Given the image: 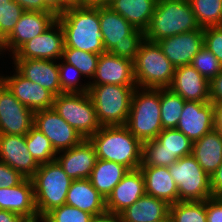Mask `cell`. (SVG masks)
Returning <instances> with one entry per match:
<instances>
[{"mask_svg": "<svg viewBox=\"0 0 222 222\" xmlns=\"http://www.w3.org/2000/svg\"><path fill=\"white\" fill-rule=\"evenodd\" d=\"M6 86L4 76H0V92Z\"/></svg>", "mask_w": 222, "mask_h": 222, "instance_id": "cell-53", "label": "cell"}, {"mask_svg": "<svg viewBox=\"0 0 222 222\" xmlns=\"http://www.w3.org/2000/svg\"><path fill=\"white\" fill-rule=\"evenodd\" d=\"M201 28L222 26V0H188Z\"/></svg>", "mask_w": 222, "mask_h": 222, "instance_id": "cell-34", "label": "cell"}, {"mask_svg": "<svg viewBox=\"0 0 222 222\" xmlns=\"http://www.w3.org/2000/svg\"><path fill=\"white\" fill-rule=\"evenodd\" d=\"M168 88L185 101L210 102V82L191 65L176 67Z\"/></svg>", "mask_w": 222, "mask_h": 222, "instance_id": "cell-24", "label": "cell"}, {"mask_svg": "<svg viewBox=\"0 0 222 222\" xmlns=\"http://www.w3.org/2000/svg\"><path fill=\"white\" fill-rule=\"evenodd\" d=\"M44 2L56 15L61 14V0H44Z\"/></svg>", "mask_w": 222, "mask_h": 222, "instance_id": "cell-51", "label": "cell"}, {"mask_svg": "<svg viewBox=\"0 0 222 222\" xmlns=\"http://www.w3.org/2000/svg\"><path fill=\"white\" fill-rule=\"evenodd\" d=\"M64 31V47L102 54L105 53L100 30L99 6L69 7L57 15Z\"/></svg>", "mask_w": 222, "mask_h": 222, "instance_id": "cell-1", "label": "cell"}, {"mask_svg": "<svg viewBox=\"0 0 222 222\" xmlns=\"http://www.w3.org/2000/svg\"><path fill=\"white\" fill-rule=\"evenodd\" d=\"M176 129L192 142L215 129L214 104L212 102L185 101Z\"/></svg>", "mask_w": 222, "mask_h": 222, "instance_id": "cell-16", "label": "cell"}, {"mask_svg": "<svg viewBox=\"0 0 222 222\" xmlns=\"http://www.w3.org/2000/svg\"><path fill=\"white\" fill-rule=\"evenodd\" d=\"M65 204L94 216L106 212L105 198L93 187L89 179L72 181Z\"/></svg>", "mask_w": 222, "mask_h": 222, "instance_id": "cell-28", "label": "cell"}, {"mask_svg": "<svg viewBox=\"0 0 222 222\" xmlns=\"http://www.w3.org/2000/svg\"><path fill=\"white\" fill-rule=\"evenodd\" d=\"M89 141L98 159L122 164L129 170L139 169L143 143L125 125L101 126Z\"/></svg>", "mask_w": 222, "mask_h": 222, "instance_id": "cell-2", "label": "cell"}, {"mask_svg": "<svg viewBox=\"0 0 222 222\" xmlns=\"http://www.w3.org/2000/svg\"><path fill=\"white\" fill-rule=\"evenodd\" d=\"M25 178L9 165L0 161V187H14L20 184Z\"/></svg>", "mask_w": 222, "mask_h": 222, "instance_id": "cell-42", "label": "cell"}, {"mask_svg": "<svg viewBox=\"0 0 222 222\" xmlns=\"http://www.w3.org/2000/svg\"><path fill=\"white\" fill-rule=\"evenodd\" d=\"M147 195L162 199L169 205L179 201L178 186L170 175L168 167L140 166Z\"/></svg>", "mask_w": 222, "mask_h": 222, "instance_id": "cell-26", "label": "cell"}, {"mask_svg": "<svg viewBox=\"0 0 222 222\" xmlns=\"http://www.w3.org/2000/svg\"><path fill=\"white\" fill-rule=\"evenodd\" d=\"M64 46V31L56 20L43 33L24 43L12 58L56 61L62 58Z\"/></svg>", "mask_w": 222, "mask_h": 222, "instance_id": "cell-12", "label": "cell"}, {"mask_svg": "<svg viewBox=\"0 0 222 222\" xmlns=\"http://www.w3.org/2000/svg\"><path fill=\"white\" fill-rule=\"evenodd\" d=\"M212 197H222V164L210 175Z\"/></svg>", "mask_w": 222, "mask_h": 222, "instance_id": "cell-44", "label": "cell"}, {"mask_svg": "<svg viewBox=\"0 0 222 222\" xmlns=\"http://www.w3.org/2000/svg\"><path fill=\"white\" fill-rule=\"evenodd\" d=\"M93 82L89 85L114 84L137 86L134 76V61L105 52L100 54Z\"/></svg>", "mask_w": 222, "mask_h": 222, "instance_id": "cell-17", "label": "cell"}, {"mask_svg": "<svg viewBox=\"0 0 222 222\" xmlns=\"http://www.w3.org/2000/svg\"><path fill=\"white\" fill-rule=\"evenodd\" d=\"M190 65L209 82L222 71V65L219 60L205 46L193 57Z\"/></svg>", "mask_w": 222, "mask_h": 222, "instance_id": "cell-38", "label": "cell"}, {"mask_svg": "<svg viewBox=\"0 0 222 222\" xmlns=\"http://www.w3.org/2000/svg\"><path fill=\"white\" fill-rule=\"evenodd\" d=\"M112 0H84V6H107Z\"/></svg>", "mask_w": 222, "mask_h": 222, "instance_id": "cell-52", "label": "cell"}, {"mask_svg": "<svg viewBox=\"0 0 222 222\" xmlns=\"http://www.w3.org/2000/svg\"><path fill=\"white\" fill-rule=\"evenodd\" d=\"M34 125V112L5 86L0 92V134L26 135Z\"/></svg>", "mask_w": 222, "mask_h": 222, "instance_id": "cell-15", "label": "cell"}, {"mask_svg": "<svg viewBox=\"0 0 222 222\" xmlns=\"http://www.w3.org/2000/svg\"><path fill=\"white\" fill-rule=\"evenodd\" d=\"M192 155L210 176L222 164V134L213 129L193 142Z\"/></svg>", "mask_w": 222, "mask_h": 222, "instance_id": "cell-29", "label": "cell"}, {"mask_svg": "<svg viewBox=\"0 0 222 222\" xmlns=\"http://www.w3.org/2000/svg\"><path fill=\"white\" fill-rule=\"evenodd\" d=\"M145 194V181L141 170H129L105 199L106 212L119 215Z\"/></svg>", "mask_w": 222, "mask_h": 222, "instance_id": "cell-23", "label": "cell"}, {"mask_svg": "<svg viewBox=\"0 0 222 222\" xmlns=\"http://www.w3.org/2000/svg\"><path fill=\"white\" fill-rule=\"evenodd\" d=\"M0 222H29V221L17 213L0 209Z\"/></svg>", "mask_w": 222, "mask_h": 222, "instance_id": "cell-47", "label": "cell"}, {"mask_svg": "<svg viewBox=\"0 0 222 222\" xmlns=\"http://www.w3.org/2000/svg\"><path fill=\"white\" fill-rule=\"evenodd\" d=\"M99 57L100 54L64 47L61 60L63 59V62L74 65L84 77H89L92 80Z\"/></svg>", "mask_w": 222, "mask_h": 222, "instance_id": "cell-36", "label": "cell"}, {"mask_svg": "<svg viewBox=\"0 0 222 222\" xmlns=\"http://www.w3.org/2000/svg\"><path fill=\"white\" fill-rule=\"evenodd\" d=\"M128 171L129 169L122 164L97 158L89 180L106 199Z\"/></svg>", "mask_w": 222, "mask_h": 222, "instance_id": "cell-31", "label": "cell"}, {"mask_svg": "<svg viewBox=\"0 0 222 222\" xmlns=\"http://www.w3.org/2000/svg\"><path fill=\"white\" fill-rule=\"evenodd\" d=\"M57 20L53 11H24L11 34L1 43V50L12 55L27 41L43 33Z\"/></svg>", "mask_w": 222, "mask_h": 222, "instance_id": "cell-14", "label": "cell"}, {"mask_svg": "<svg viewBox=\"0 0 222 222\" xmlns=\"http://www.w3.org/2000/svg\"><path fill=\"white\" fill-rule=\"evenodd\" d=\"M14 69L33 83L52 92L55 96L64 93L60 86L59 63L55 60L13 59Z\"/></svg>", "mask_w": 222, "mask_h": 222, "instance_id": "cell-25", "label": "cell"}, {"mask_svg": "<svg viewBox=\"0 0 222 222\" xmlns=\"http://www.w3.org/2000/svg\"><path fill=\"white\" fill-rule=\"evenodd\" d=\"M193 142L176 128L163 129L156 139L143 142L140 166L170 167L192 154Z\"/></svg>", "mask_w": 222, "mask_h": 222, "instance_id": "cell-10", "label": "cell"}, {"mask_svg": "<svg viewBox=\"0 0 222 222\" xmlns=\"http://www.w3.org/2000/svg\"><path fill=\"white\" fill-rule=\"evenodd\" d=\"M168 169L178 186L179 201H204L212 197L210 176L192 154L179 158Z\"/></svg>", "mask_w": 222, "mask_h": 222, "instance_id": "cell-11", "label": "cell"}, {"mask_svg": "<svg viewBox=\"0 0 222 222\" xmlns=\"http://www.w3.org/2000/svg\"><path fill=\"white\" fill-rule=\"evenodd\" d=\"M92 222H121L118 214L105 212L101 215L94 216Z\"/></svg>", "mask_w": 222, "mask_h": 222, "instance_id": "cell-49", "label": "cell"}, {"mask_svg": "<svg viewBox=\"0 0 222 222\" xmlns=\"http://www.w3.org/2000/svg\"><path fill=\"white\" fill-rule=\"evenodd\" d=\"M26 144L28 151L39 165L55 161L58 152L49 139L34 125L26 134Z\"/></svg>", "mask_w": 222, "mask_h": 222, "instance_id": "cell-33", "label": "cell"}, {"mask_svg": "<svg viewBox=\"0 0 222 222\" xmlns=\"http://www.w3.org/2000/svg\"><path fill=\"white\" fill-rule=\"evenodd\" d=\"M34 126L49 139L57 152L70 149L83 140L53 108L35 111Z\"/></svg>", "mask_w": 222, "mask_h": 222, "instance_id": "cell-13", "label": "cell"}, {"mask_svg": "<svg viewBox=\"0 0 222 222\" xmlns=\"http://www.w3.org/2000/svg\"><path fill=\"white\" fill-rule=\"evenodd\" d=\"M24 11L14 0H0V43L11 34Z\"/></svg>", "mask_w": 222, "mask_h": 222, "instance_id": "cell-37", "label": "cell"}, {"mask_svg": "<svg viewBox=\"0 0 222 222\" xmlns=\"http://www.w3.org/2000/svg\"><path fill=\"white\" fill-rule=\"evenodd\" d=\"M160 222H172L171 219H170V216H168L166 219L160 221Z\"/></svg>", "mask_w": 222, "mask_h": 222, "instance_id": "cell-54", "label": "cell"}, {"mask_svg": "<svg viewBox=\"0 0 222 222\" xmlns=\"http://www.w3.org/2000/svg\"><path fill=\"white\" fill-rule=\"evenodd\" d=\"M7 88L33 112L53 107L55 95L22 76L16 69L12 76L4 77Z\"/></svg>", "mask_w": 222, "mask_h": 222, "instance_id": "cell-21", "label": "cell"}, {"mask_svg": "<svg viewBox=\"0 0 222 222\" xmlns=\"http://www.w3.org/2000/svg\"><path fill=\"white\" fill-rule=\"evenodd\" d=\"M60 86L64 93H88L89 83L82 85L79 80L83 77L81 72L68 63H59ZM81 84V85H79Z\"/></svg>", "mask_w": 222, "mask_h": 222, "instance_id": "cell-39", "label": "cell"}, {"mask_svg": "<svg viewBox=\"0 0 222 222\" xmlns=\"http://www.w3.org/2000/svg\"><path fill=\"white\" fill-rule=\"evenodd\" d=\"M169 207L166 201L145 194L119 216L121 222H160L169 216Z\"/></svg>", "mask_w": 222, "mask_h": 222, "instance_id": "cell-27", "label": "cell"}, {"mask_svg": "<svg viewBox=\"0 0 222 222\" xmlns=\"http://www.w3.org/2000/svg\"><path fill=\"white\" fill-rule=\"evenodd\" d=\"M99 21L105 51L134 61L145 40L144 31L135 28L109 6H99Z\"/></svg>", "mask_w": 222, "mask_h": 222, "instance_id": "cell-4", "label": "cell"}, {"mask_svg": "<svg viewBox=\"0 0 222 222\" xmlns=\"http://www.w3.org/2000/svg\"><path fill=\"white\" fill-rule=\"evenodd\" d=\"M84 6V0H61V13L69 7Z\"/></svg>", "mask_w": 222, "mask_h": 222, "instance_id": "cell-50", "label": "cell"}, {"mask_svg": "<svg viewBox=\"0 0 222 222\" xmlns=\"http://www.w3.org/2000/svg\"><path fill=\"white\" fill-rule=\"evenodd\" d=\"M210 102H222V71L210 81Z\"/></svg>", "mask_w": 222, "mask_h": 222, "instance_id": "cell-45", "label": "cell"}, {"mask_svg": "<svg viewBox=\"0 0 222 222\" xmlns=\"http://www.w3.org/2000/svg\"><path fill=\"white\" fill-rule=\"evenodd\" d=\"M52 108L83 139H89L101 128L89 93H61L55 96Z\"/></svg>", "mask_w": 222, "mask_h": 222, "instance_id": "cell-9", "label": "cell"}, {"mask_svg": "<svg viewBox=\"0 0 222 222\" xmlns=\"http://www.w3.org/2000/svg\"><path fill=\"white\" fill-rule=\"evenodd\" d=\"M185 100L169 88H160L161 122L163 129L176 128Z\"/></svg>", "mask_w": 222, "mask_h": 222, "instance_id": "cell-32", "label": "cell"}, {"mask_svg": "<svg viewBox=\"0 0 222 222\" xmlns=\"http://www.w3.org/2000/svg\"><path fill=\"white\" fill-rule=\"evenodd\" d=\"M156 43L175 67L190 65L193 57L203 47L204 29L167 37Z\"/></svg>", "mask_w": 222, "mask_h": 222, "instance_id": "cell-19", "label": "cell"}, {"mask_svg": "<svg viewBox=\"0 0 222 222\" xmlns=\"http://www.w3.org/2000/svg\"><path fill=\"white\" fill-rule=\"evenodd\" d=\"M125 126L142 143L156 139L157 135L163 130L160 88H135Z\"/></svg>", "mask_w": 222, "mask_h": 222, "instance_id": "cell-5", "label": "cell"}, {"mask_svg": "<svg viewBox=\"0 0 222 222\" xmlns=\"http://www.w3.org/2000/svg\"><path fill=\"white\" fill-rule=\"evenodd\" d=\"M58 154L55 160L72 180L89 179L97 160L95 148L89 139H83L78 145Z\"/></svg>", "mask_w": 222, "mask_h": 222, "instance_id": "cell-20", "label": "cell"}, {"mask_svg": "<svg viewBox=\"0 0 222 222\" xmlns=\"http://www.w3.org/2000/svg\"><path fill=\"white\" fill-rule=\"evenodd\" d=\"M94 215L84 212L79 208L63 204L52 209L41 222H92Z\"/></svg>", "mask_w": 222, "mask_h": 222, "instance_id": "cell-40", "label": "cell"}, {"mask_svg": "<svg viewBox=\"0 0 222 222\" xmlns=\"http://www.w3.org/2000/svg\"><path fill=\"white\" fill-rule=\"evenodd\" d=\"M25 11H51L46 5L44 0H14Z\"/></svg>", "mask_w": 222, "mask_h": 222, "instance_id": "cell-46", "label": "cell"}, {"mask_svg": "<svg viewBox=\"0 0 222 222\" xmlns=\"http://www.w3.org/2000/svg\"><path fill=\"white\" fill-rule=\"evenodd\" d=\"M136 87L114 84L89 85L88 93L101 126L126 125Z\"/></svg>", "mask_w": 222, "mask_h": 222, "instance_id": "cell-7", "label": "cell"}, {"mask_svg": "<svg viewBox=\"0 0 222 222\" xmlns=\"http://www.w3.org/2000/svg\"><path fill=\"white\" fill-rule=\"evenodd\" d=\"M157 0H112L109 6L135 28L145 31L151 21Z\"/></svg>", "mask_w": 222, "mask_h": 222, "instance_id": "cell-30", "label": "cell"}, {"mask_svg": "<svg viewBox=\"0 0 222 222\" xmlns=\"http://www.w3.org/2000/svg\"><path fill=\"white\" fill-rule=\"evenodd\" d=\"M207 222H222V197H211L206 200Z\"/></svg>", "mask_w": 222, "mask_h": 222, "instance_id": "cell-43", "label": "cell"}, {"mask_svg": "<svg viewBox=\"0 0 222 222\" xmlns=\"http://www.w3.org/2000/svg\"><path fill=\"white\" fill-rule=\"evenodd\" d=\"M175 66L156 42L144 40L134 60V76L138 88H168Z\"/></svg>", "mask_w": 222, "mask_h": 222, "instance_id": "cell-8", "label": "cell"}, {"mask_svg": "<svg viewBox=\"0 0 222 222\" xmlns=\"http://www.w3.org/2000/svg\"><path fill=\"white\" fill-rule=\"evenodd\" d=\"M0 209L17 213L29 222H40L32 180L25 178L17 186L0 187Z\"/></svg>", "mask_w": 222, "mask_h": 222, "instance_id": "cell-22", "label": "cell"}, {"mask_svg": "<svg viewBox=\"0 0 222 222\" xmlns=\"http://www.w3.org/2000/svg\"><path fill=\"white\" fill-rule=\"evenodd\" d=\"M172 222H207L206 200L178 201L169 207Z\"/></svg>", "mask_w": 222, "mask_h": 222, "instance_id": "cell-35", "label": "cell"}, {"mask_svg": "<svg viewBox=\"0 0 222 222\" xmlns=\"http://www.w3.org/2000/svg\"><path fill=\"white\" fill-rule=\"evenodd\" d=\"M200 28L188 0H157L144 35L145 40L157 42Z\"/></svg>", "mask_w": 222, "mask_h": 222, "instance_id": "cell-3", "label": "cell"}, {"mask_svg": "<svg viewBox=\"0 0 222 222\" xmlns=\"http://www.w3.org/2000/svg\"><path fill=\"white\" fill-rule=\"evenodd\" d=\"M222 65V26L204 28V43Z\"/></svg>", "mask_w": 222, "mask_h": 222, "instance_id": "cell-41", "label": "cell"}, {"mask_svg": "<svg viewBox=\"0 0 222 222\" xmlns=\"http://www.w3.org/2000/svg\"><path fill=\"white\" fill-rule=\"evenodd\" d=\"M214 104L215 129L222 134V102H212Z\"/></svg>", "mask_w": 222, "mask_h": 222, "instance_id": "cell-48", "label": "cell"}, {"mask_svg": "<svg viewBox=\"0 0 222 222\" xmlns=\"http://www.w3.org/2000/svg\"><path fill=\"white\" fill-rule=\"evenodd\" d=\"M0 161L31 179L39 164L28 151L26 135L0 134Z\"/></svg>", "mask_w": 222, "mask_h": 222, "instance_id": "cell-18", "label": "cell"}, {"mask_svg": "<svg viewBox=\"0 0 222 222\" xmlns=\"http://www.w3.org/2000/svg\"><path fill=\"white\" fill-rule=\"evenodd\" d=\"M31 180L34 186L35 206L41 221L52 209L65 204L73 180L56 160L40 164Z\"/></svg>", "mask_w": 222, "mask_h": 222, "instance_id": "cell-6", "label": "cell"}]
</instances>
